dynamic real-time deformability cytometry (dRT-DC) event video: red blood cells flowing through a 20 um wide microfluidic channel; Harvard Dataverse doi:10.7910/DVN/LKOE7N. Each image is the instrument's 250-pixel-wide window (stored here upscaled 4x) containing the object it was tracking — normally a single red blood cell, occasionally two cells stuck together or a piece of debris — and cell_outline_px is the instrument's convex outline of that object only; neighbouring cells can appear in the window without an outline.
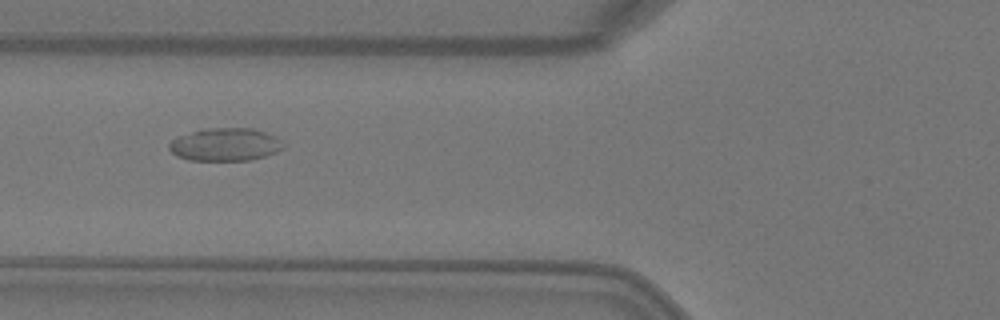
{"species": "Egyptian fruit bat (a non-hibernating species)", "species_latin": "Rousettus aegyptiacus", "temperature_condition": "warm", "stored_images_in_passage": 8, "camera_frame_rate_fps": 3000, "um_per_image_px": 0.085, "animal": {"sex": "female"}, "frame": {"image": 1, "passage_image": 6, "time_ms": 1.667, "image_size_px": [1000, 320], "cell_outline_px": [[284, 148], [276, 152], [264, 156], [248, 160], [188, 160], [176, 156], [168, 148], [168, 144], [176, 136], [200, 128], [252, 128], [276, 136], [284, 144]], "centroid_in_image_um": [19.1, 12.27], "position_along_channel_um": 106.7, "area_um2": 22.08}}